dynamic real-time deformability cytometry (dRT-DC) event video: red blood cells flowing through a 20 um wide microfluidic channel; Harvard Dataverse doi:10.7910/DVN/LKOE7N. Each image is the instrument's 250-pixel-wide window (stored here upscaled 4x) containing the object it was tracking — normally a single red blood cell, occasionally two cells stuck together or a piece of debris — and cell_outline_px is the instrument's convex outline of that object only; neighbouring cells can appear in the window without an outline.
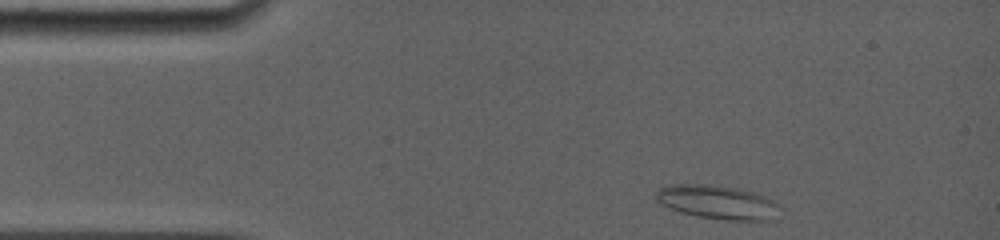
{"species": "common noctule bat (a hibernating species)", "species_latin": "Nyctalus noctula", "temperature_condition": "room temperature", "stored_images_in_passage": 47, "camera_frame_rate_fps": 5000, "um_per_image_px": 0.085, "animal": {"sex": "female", "body_mass_g": 19.0, "forearm_length_mm": 56.7}, "frame": {"image": 1, "passage_image": 1, "time_ms": 0.0, "image_size_px": [1000, 240], "cell_outline_px": [[776, 204], [768, 220], [728, 220], [696, 216], [680, 212], [656, 200], [656, 192], [660, 188], [668, 184], [708, 184], [736, 188], [752, 192], [776, 200]], "centroid_in_image_um": [60.89, 17.16], "position_along_channel_um": 24.1, "area_um2": 23.7}}
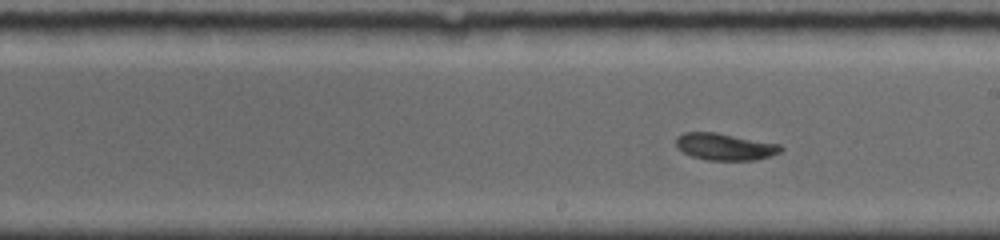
{"frame": {"image": 2, "passage_image": 23, "time_ms": 6.8, "image_size_px": [1000, 240], "cell_outline_px": [[784, 148], [780, 152], [756, 160], [708, 160], [692, 156], [684, 152], [676, 144], [676, 140], [684, 132], [716, 132], [780, 144]], "centroid_in_image_um": [61.65, 12.47], "position_along_channel_um": 227.3, "area_um2": 16.18}}
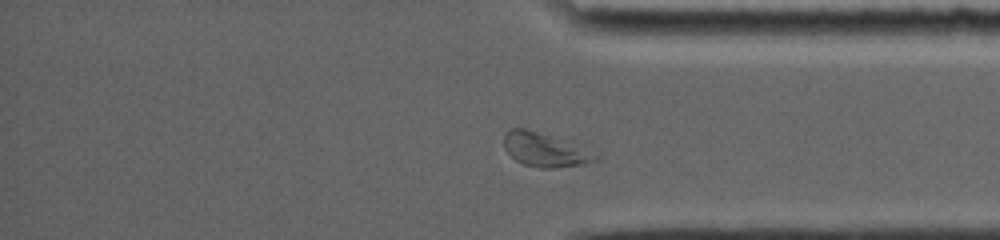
{"frame": {"image": 3, "passage_image": 41, "time_ms": 11.0, "image_size_px": [1000, 240], "cell_outline_px": [[596, 156], [592, 160], [584, 164], [556, 168], [540, 168], [524, 164], [516, 160], [504, 148], [504, 136], [512, 128], [528, 128]], "centroid_in_image_um": [46.13, 12.75], "position_along_channel_um": 389.1, "area_um2": 16.65}, "authors_computed_cell_mechanics": {"area_um2": 16.184, "velocity_mm_per_s": 3.8316, "shape_relaxation_time_tau1_ms": 6.4001, "shape_relaxation_time_tau2_ms": null, "deformation_change_tau1": 0.1545, "deformation_change_tau2": null}}